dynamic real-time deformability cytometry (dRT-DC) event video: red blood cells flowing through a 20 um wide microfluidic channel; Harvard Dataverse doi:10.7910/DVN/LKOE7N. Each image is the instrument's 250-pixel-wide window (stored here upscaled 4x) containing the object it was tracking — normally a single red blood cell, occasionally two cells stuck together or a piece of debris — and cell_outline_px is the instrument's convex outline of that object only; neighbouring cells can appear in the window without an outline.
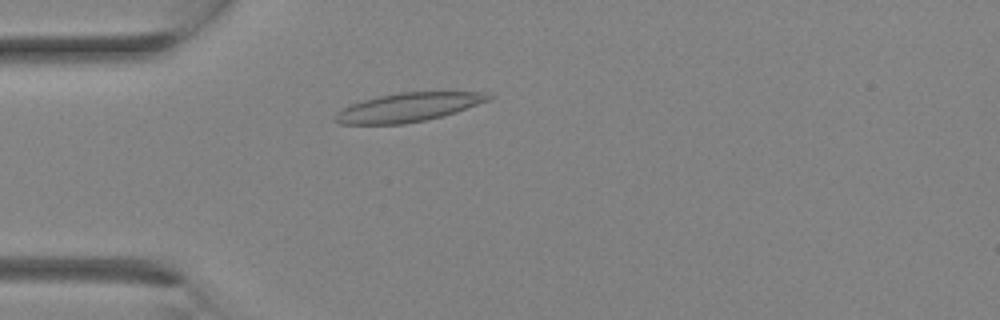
{"species": "Egyptian fruit bat (a non-hibernating species)", "species_latin": "Rousettus aegyptiacus", "temperature_condition": "room temperature", "stored_images_in_passage": 15, "camera_frame_rate_fps": 3000, "um_per_image_px": 0.085, "animal": {"sex": "female"}, "frame": {"image": 1, "passage_image": 7, "time_ms": 2.0, "image_size_px": [1000, 320], "cell_outline_px": [[496, 96], [492, 100], [444, 116], [404, 124], [340, 124], [332, 120], [332, 116], [336, 112], [352, 104], [364, 100], [380, 96], [400, 92], [488, 92]], "centroid_in_image_um": [34.75, 9.12], "position_along_channel_um": 50.2, "area_um2": 25.89}}
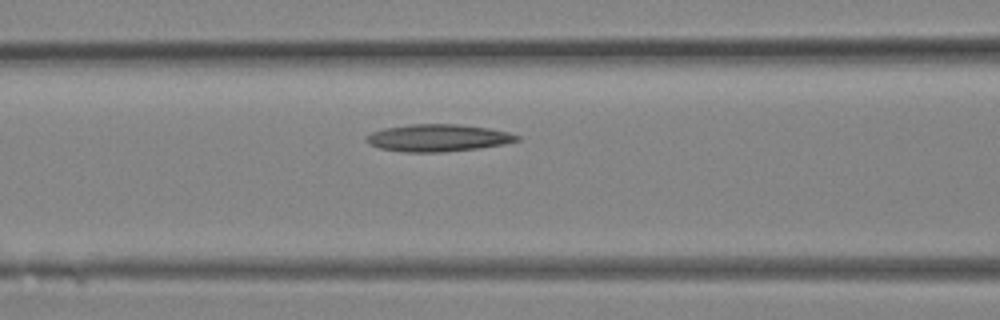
{"frame": {"image": 2, "passage_image": 11, "time_ms": 3.333, "image_size_px": [1000, 320], "cell_outline_px": [[520, 140], [504, 144], [480, 148], [440, 152], [404, 152], [380, 148], [368, 144], [368, 136], [372, 132], [384, 128], [412, 124], [460, 124], [488, 128], [508, 132], [520, 136]], "centroid_in_image_um": [37.26, 11.72], "position_along_channel_um": 129.3, "area_um2": 23.76}}
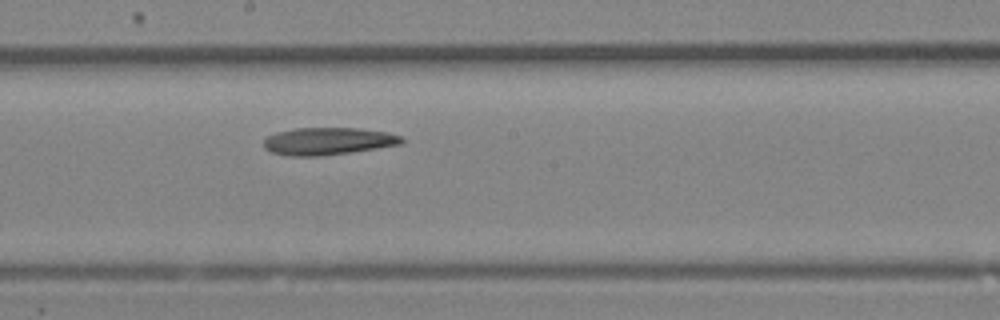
{"frame": {"image": 3, "passage_image": 15, "time_ms": 4.667, "image_size_px": [1000, 320], "cell_outline_px": [[404, 140], [400, 144], [352, 152], [320, 156], [288, 156], [272, 152], [264, 148], [264, 140], [268, 136], [276, 132], [296, 128], [356, 128], [388, 132], [400, 136]], "centroid_in_image_um": [27.86, 12.0], "position_along_channel_um": 220.3, "area_um2": 21.91}}